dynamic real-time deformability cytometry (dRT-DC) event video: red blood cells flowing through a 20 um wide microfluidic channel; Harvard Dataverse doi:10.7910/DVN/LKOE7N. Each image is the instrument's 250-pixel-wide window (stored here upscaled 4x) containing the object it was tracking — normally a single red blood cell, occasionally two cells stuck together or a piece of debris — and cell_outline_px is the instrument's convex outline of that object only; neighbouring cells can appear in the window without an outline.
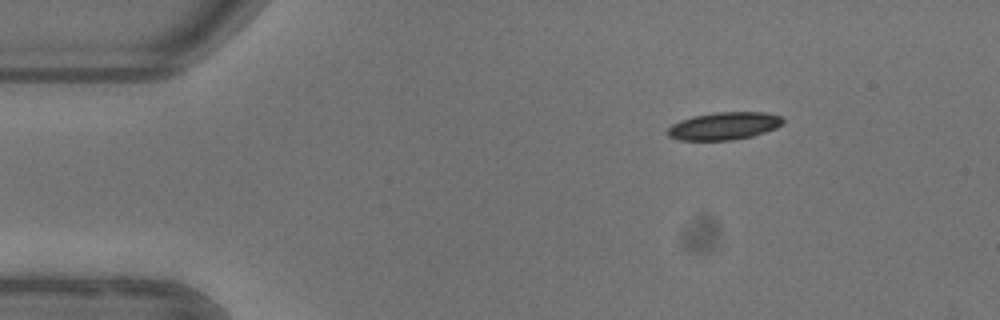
{"species": "common noctule bat (a hibernating species)", "species_latin": "Nyctalus noctula", "temperature_condition": "warm", "stored_images_in_passage": 46, "camera_frame_rate_fps": 3000, "um_per_image_px": 0.085, "animal": {"sex": "female"}, "frame": {"image": 1, "passage_image": 1, "time_ms": 0.0, "image_size_px": [1000, 320], "cell_outline_px": [[784, 124], [776, 128], [752, 136], [732, 140], [680, 140], [668, 136], [668, 128], [672, 124], [680, 120], [692, 116], [716, 112], [764, 112], [780, 116], [784, 120]], "centroid_in_image_um": [61.55, 10.7], "position_along_channel_um": 23.4, "area_um2": 18.55}}
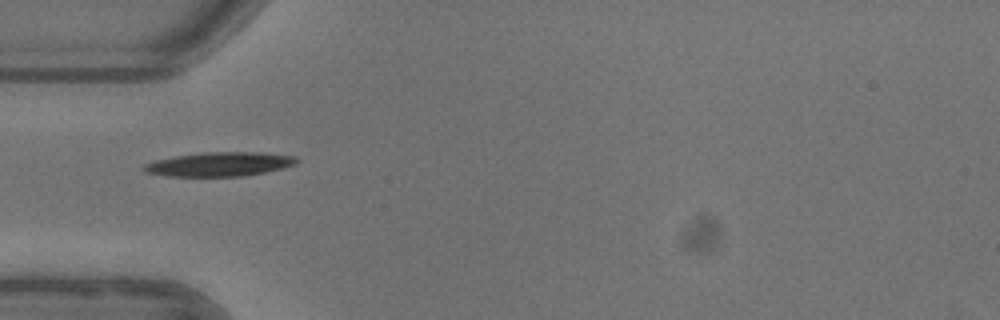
{"frame": {"image": 2, "passage_image": 10, "time_ms": 3.0, "image_size_px": [1000, 320], "cell_outline_px": [[300, 160], [296, 164], [284, 168], [264, 172], [240, 176], [168, 176], [144, 172], [140, 168], [144, 164], [156, 160], [176, 156], [204, 152], [264, 152], [296, 156]], "centroid_in_image_um": [18.68, 13.95], "position_along_channel_um": 66.3, "area_um2": 21.56}}
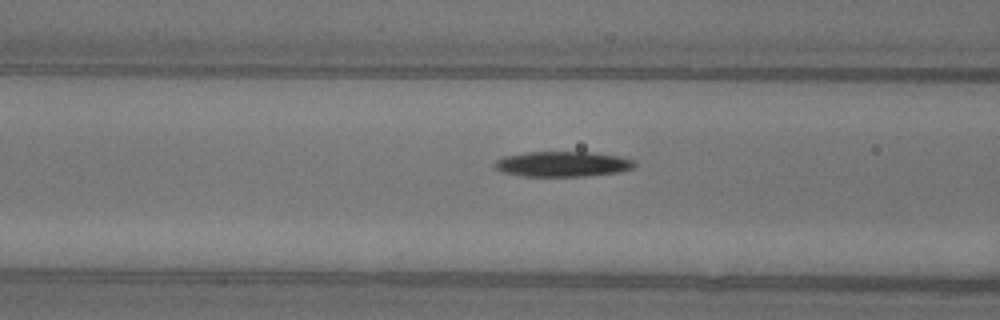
{"frame": {"image": 3, "passage_image": 14, "time_ms": 4.333, "image_size_px": [1000, 320], "cell_outline_px": [[636, 168], [620, 172], [584, 176], [524, 176], [500, 172], [492, 164], [496, 160], [504, 156], [528, 152], [592, 152], [620, 156], [636, 160]], "centroid_in_image_um": [47.86, 13.94], "position_along_channel_um": 118.7, "area_um2": 20.87}, "authors_computed_cell_mechanics": {"area_um2": 20.1722, "velocity_mm_per_s": 3.9048, "shape_relaxation_time_tau1_ms": 3.121, "shape_relaxation_time_tau2_ms": null, "deformation_change_tau1": 0.1249, "deformation_change_tau2": null}}